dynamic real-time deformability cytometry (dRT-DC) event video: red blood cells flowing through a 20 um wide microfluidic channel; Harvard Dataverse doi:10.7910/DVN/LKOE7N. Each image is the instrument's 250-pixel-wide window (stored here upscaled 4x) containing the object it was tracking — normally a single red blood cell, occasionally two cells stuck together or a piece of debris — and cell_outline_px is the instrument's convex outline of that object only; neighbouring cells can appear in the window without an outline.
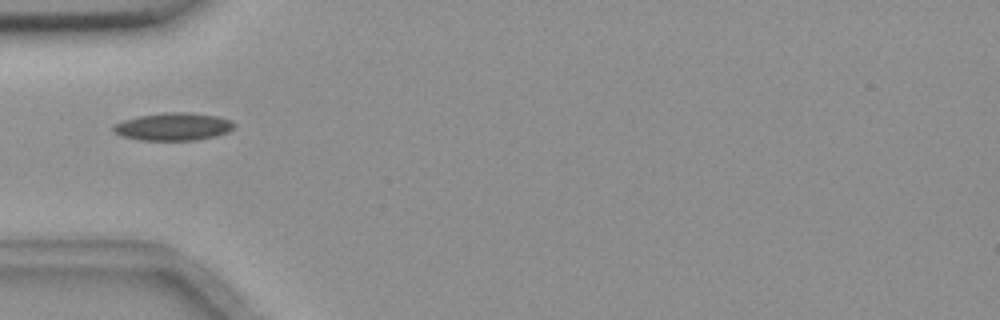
{"species": "common noctule bat (a hibernating species)", "species_latin": "Nyctalus noctula", "temperature_condition": "room temperature", "stored_images_in_passage": 1, "camera_frame_rate_fps": 3000, "um_per_image_px": 0.085, "animal": {"sex": "female", "body_mass_g": 18.4}, "frame": {"image": 1, "passage_image": 1, "time_ms": 0.0, "image_size_px": [1000, 320], "cell_outline_px": [[236, 124], [228, 132], [196, 140], [140, 140], [120, 136], [112, 132], [112, 124], [124, 120], [140, 116], [168, 112], [188, 112], [216, 116], [228, 120]], "centroid_in_image_um": [14.66, 10.77], "position_along_channel_um": 70.3, "area_um2": 19.36}}